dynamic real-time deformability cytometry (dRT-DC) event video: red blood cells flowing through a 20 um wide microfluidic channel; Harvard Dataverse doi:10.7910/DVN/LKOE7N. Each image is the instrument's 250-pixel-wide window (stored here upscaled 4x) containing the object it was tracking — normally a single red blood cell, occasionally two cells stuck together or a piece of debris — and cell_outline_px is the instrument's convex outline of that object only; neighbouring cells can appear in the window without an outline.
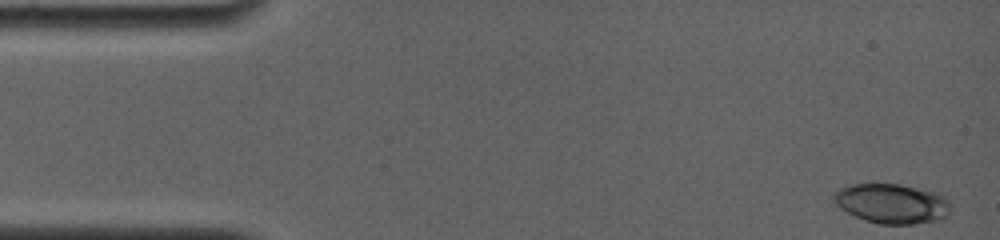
{"species": "common noctule bat (a hibernating species)", "species_latin": "Nyctalus noctula", "temperature_condition": "room temperature", "stored_images_in_passage": 45, "camera_frame_rate_fps": 4000, "um_per_image_px": 0.085, "animal": {"sex": "female", "body_mass_g": 19.0, "forearm_length_mm": 56.7}, "frame": {"image": 1, "passage_image": 1, "time_ms": 0.0, "image_size_px": [1000, 240], "cell_outline_px": [[948, 212], [940, 220], [912, 224], [880, 224], [864, 220], [840, 208], [832, 200], [832, 196], [840, 188], [852, 184], [900, 184], [936, 192], [944, 196], [948, 204]], "centroid_in_image_um": [75.77, 17.3], "position_along_channel_um": 9.2, "area_um2": 26.82}}
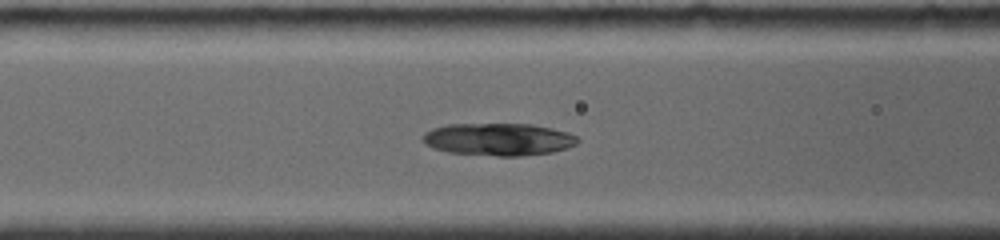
{"frame": {"image": 2, "passage_image": 17, "time_ms": 6.0, "image_size_px": [1000, 240], "cell_outline_px": [[580, 140], [576, 144], [568, 148], [552, 152], [520, 156], [496, 156], [448, 152], [432, 148], [424, 144], [424, 132], [432, 128], [448, 124], [532, 124], [568, 132], [576, 136]], "centroid_in_image_um": [42.37, 11.84], "position_along_channel_um": 124.2, "area_um2": 29.36}}
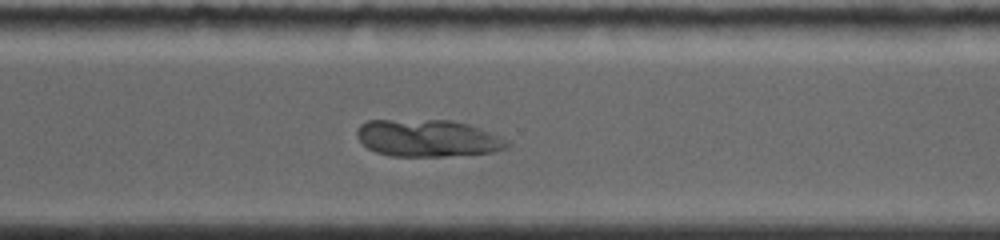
{"frame": {"image": 3, "passage_image": 34, "time_ms": 11.5, "image_size_px": [1000, 240], "cell_outline_px": [[508, 148], [492, 152], [444, 156], [388, 156], [376, 152], [368, 148], [356, 136], [356, 132], [360, 124], [368, 120], [448, 120], [468, 124], [480, 128], [500, 136], [508, 140]], "centroid_in_image_um": [36.34, 11.74], "position_along_channel_um": 334.3, "area_um2": 32.48}, "authors_computed_cell_mechanics": {"area_um2": 29.9404, "velocity_mm_per_s": 3.8255, "shape_relaxation_time_tau1_ms": null, "shape_relaxation_time_tau2_ms": 2.3728, "deformation_change_tau1": null, "deformation_change_tau2": 0.0323}}